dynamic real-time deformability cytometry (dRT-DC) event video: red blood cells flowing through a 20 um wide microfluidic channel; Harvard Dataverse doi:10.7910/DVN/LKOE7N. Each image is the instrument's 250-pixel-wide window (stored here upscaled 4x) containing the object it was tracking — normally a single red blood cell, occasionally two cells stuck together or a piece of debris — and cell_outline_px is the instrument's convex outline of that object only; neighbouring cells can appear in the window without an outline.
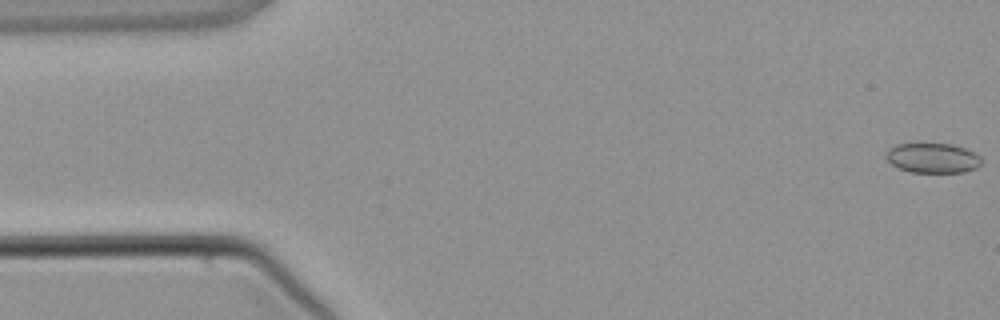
{"species": "common noctule bat (a hibernating species)", "species_latin": "Nyctalus noctula", "temperature_condition": "warm", "stored_images_in_passage": 5, "camera_frame_rate_fps": 3000, "um_per_image_px": 0.085, "animal": {"sex": "male", "body_mass_g": 21.5, "forearm_length_mm": 52.0}, "frame": {"image": 1, "passage_image": 1, "time_ms": 0.0, "image_size_px": [1000, 320], "cell_outline_px": [[980, 164], [976, 168], [964, 172], [912, 172], [900, 168], [892, 164], [888, 160], [888, 152], [896, 144], [952, 144], [964, 148], [980, 156]], "centroid_in_image_um": [79.32, 13.44], "position_along_channel_um": 5.7, "area_um2": 16.13}}